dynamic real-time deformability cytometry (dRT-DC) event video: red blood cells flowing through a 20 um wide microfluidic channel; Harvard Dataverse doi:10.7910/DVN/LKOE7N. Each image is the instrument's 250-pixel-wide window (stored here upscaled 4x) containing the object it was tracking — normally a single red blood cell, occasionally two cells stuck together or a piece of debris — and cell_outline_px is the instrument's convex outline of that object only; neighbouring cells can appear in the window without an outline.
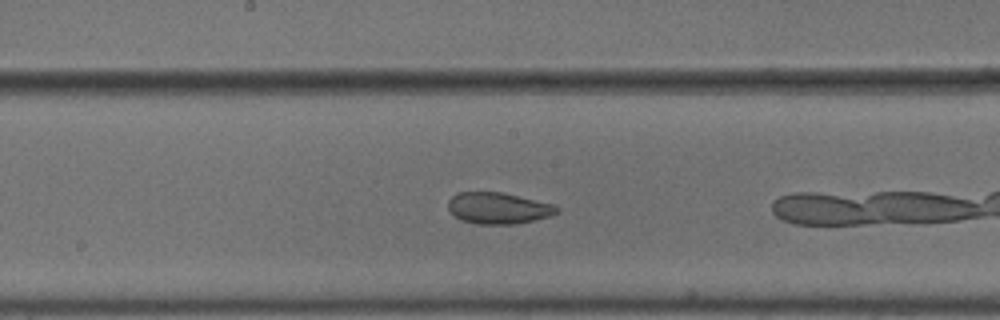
{"species": "common noctule bat (a hibernating species)", "species_latin": "Nyctalus noctula", "temperature_condition": "cold", "stored_images_in_passage": 17, "camera_frame_rate_fps": 3000, "um_per_image_px": 0.085, "animal": {"sex": "male", "body_mass_g": 18.8}, "frame": {"image": 1, "passage_image": 12, "time_ms": 3.667, "image_size_px": [1000, 320], "cell_outline_px": [[560, 212], [548, 216], [516, 224], [476, 224], [460, 220], [448, 208], [448, 200], [456, 192], [500, 192], [552, 204], [560, 208]], "centroid_in_image_um": [42.32, 17.69], "position_along_channel_um": 205.9, "area_um2": 19.71}}
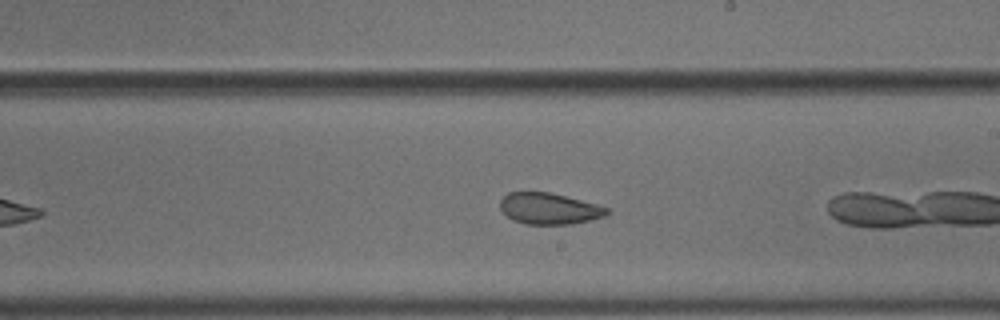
{"frame": {"image": 2, "passage_image": 15, "time_ms": 4.667, "image_size_px": [1000, 320], "cell_outline_px": [[612, 212], [604, 216], [572, 224], [524, 224], [512, 220], [500, 208], [500, 200], [508, 192], [548, 192], [600, 204], [608, 208]], "centroid_in_image_um": [46.7, 17.73], "position_along_channel_um": 242.3, "area_um2": 19.54}}